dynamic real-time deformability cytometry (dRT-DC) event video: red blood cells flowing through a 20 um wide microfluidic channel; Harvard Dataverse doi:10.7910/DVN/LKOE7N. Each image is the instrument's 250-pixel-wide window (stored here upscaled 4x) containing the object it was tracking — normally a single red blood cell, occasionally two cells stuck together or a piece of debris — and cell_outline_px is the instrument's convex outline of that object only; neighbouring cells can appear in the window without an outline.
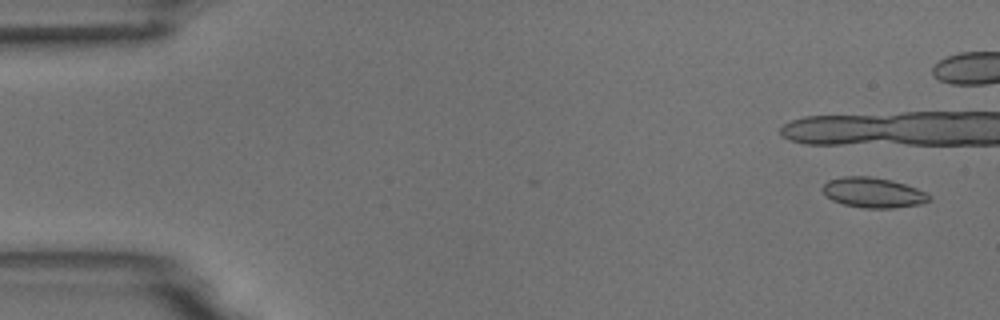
{"species": "common noctule bat (a hibernating species)", "species_latin": "Nyctalus noctula", "temperature_condition": "room temperature", "stored_images_in_passage": 11, "camera_frame_rate_fps": 3000, "um_per_image_px": 0.085, "animal": {"sex": "male", "body_mass_g": 18.8}, "frame": {"image": 1, "passage_image": 1, "time_ms": 0.0, "image_size_px": [1000, 320], "cell_outline_px": [[932, 200], [920, 204], [892, 208], [864, 208], [844, 204], [832, 200], [820, 188], [828, 180], [844, 176], [868, 176], [892, 180], [916, 188], [932, 196]], "centroid_in_image_um": [74.23, 16.37], "position_along_channel_um": 10.8, "area_um2": 18.67}}